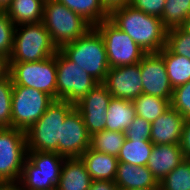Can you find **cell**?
<instances>
[{
	"instance_id": "cb8c5ba5",
	"label": "cell",
	"mask_w": 190,
	"mask_h": 190,
	"mask_svg": "<svg viewBox=\"0 0 190 190\" xmlns=\"http://www.w3.org/2000/svg\"><path fill=\"white\" fill-rule=\"evenodd\" d=\"M154 144L150 140L125 139L120 153L117 156L119 162L137 166H147Z\"/></svg>"
},
{
	"instance_id": "484cf974",
	"label": "cell",
	"mask_w": 190,
	"mask_h": 190,
	"mask_svg": "<svg viewBox=\"0 0 190 190\" xmlns=\"http://www.w3.org/2000/svg\"><path fill=\"white\" fill-rule=\"evenodd\" d=\"M132 103L134 104L136 116H139L150 123L154 122L171 106L170 101L165 98L144 93L140 94L132 101Z\"/></svg>"
},
{
	"instance_id": "603a6c76",
	"label": "cell",
	"mask_w": 190,
	"mask_h": 190,
	"mask_svg": "<svg viewBox=\"0 0 190 190\" xmlns=\"http://www.w3.org/2000/svg\"><path fill=\"white\" fill-rule=\"evenodd\" d=\"M158 54L164 59L173 89L190 81V60L187 57L171 53L166 47Z\"/></svg>"
},
{
	"instance_id": "5b68a950",
	"label": "cell",
	"mask_w": 190,
	"mask_h": 190,
	"mask_svg": "<svg viewBox=\"0 0 190 190\" xmlns=\"http://www.w3.org/2000/svg\"><path fill=\"white\" fill-rule=\"evenodd\" d=\"M58 48L42 22L15 27L13 50L8 62H36L56 54Z\"/></svg>"
},
{
	"instance_id": "f1b7e54d",
	"label": "cell",
	"mask_w": 190,
	"mask_h": 190,
	"mask_svg": "<svg viewBox=\"0 0 190 190\" xmlns=\"http://www.w3.org/2000/svg\"><path fill=\"white\" fill-rule=\"evenodd\" d=\"M160 190H190V159H184L159 182Z\"/></svg>"
},
{
	"instance_id": "83f0119b",
	"label": "cell",
	"mask_w": 190,
	"mask_h": 190,
	"mask_svg": "<svg viewBox=\"0 0 190 190\" xmlns=\"http://www.w3.org/2000/svg\"><path fill=\"white\" fill-rule=\"evenodd\" d=\"M190 15V0H165L161 20L167 28L179 27Z\"/></svg>"
},
{
	"instance_id": "8d00e7d4",
	"label": "cell",
	"mask_w": 190,
	"mask_h": 190,
	"mask_svg": "<svg viewBox=\"0 0 190 190\" xmlns=\"http://www.w3.org/2000/svg\"><path fill=\"white\" fill-rule=\"evenodd\" d=\"M104 9L110 14L113 10L129 5L130 0H100Z\"/></svg>"
},
{
	"instance_id": "4316f807",
	"label": "cell",
	"mask_w": 190,
	"mask_h": 190,
	"mask_svg": "<svg viewBox=\"0 0 190 190\" xmlns=\"http://www.w3.org/2000/svg\"><path fill=\"white\" fill-rule=\"evenodd\" d=\"M125 139L124 132L103 130L91 135L90 148L98 152L118 156Z\"/></svg>"
},
{
	"instance_id": "5bb4252c",
	"label": "cell",
	"mask_w": 190,
	"mask_h": 190,
	"mask_svg": "<svg viewBox=\"0 0 190 190\" xmlns=\"http://www.w3.org/2000/svg\"><path fill=\"white\" fill-rule=\"evenodd\" d=\"M143 93L171 102L173 87L168 79L164 59L158 53H147L139 62Z\"/></svg>"
},
{
	"instance_id": "6da1fadb",
	"label": "cell",
	"mask_w": 190,
	"mask_h": 190,
	"mask_svg": "<svg viewBox=\"0 0 190 190\" xmlns=\"http://www.w3.org/2000/svg\"><path fill=\"white\" fill-rule=\"evenodd\" d=\"M109 20L128 34L146 53H158L166 45L168 29L160 17L125 5L113 10L109 14Z\"/></svg>"
},
{
	"instance_id": "44dd1931",
	"label": "cell",
	"mask_w": 190,
	"mask_h": 190,
	"mask_svg": "<svg viewBox=\"0 0 190 190\" xmlns=\"http://www.w3.org/2000/svg\"><path fill=\"white\" fill-rule=\"evenodd\" d=\"M45 0H12L5 12L15 26L40 23L43 19Z\"/></svg>"
},
{
	"instance_id": "2e32d148",
	"label": "cell",
	"mask_w": 190,
	"mask_h": 190,
	"mask_svg": "<svg viewBox=\"0 0 190 190\" xmlns=\"http://www.w3.org/2000/svg\"><path fill=\"white\" fill-rule=\"evenodd\" d=\"M185 118L170 108L151 123L150 141L156 145L179 144Z\"/></svg>"
},
{
	"instance_id": "60d3db41",
	"label": "cell",
	"mask_w": 190,
	"mask_h": 190,
	"mask_svg": "<svg viewBox=\"0 0 190 190\" xmlns=\"http://www.w3.org/2000/svg\"><path fill=\"white\" fill-rule=\"evenodd\" d=\"M179 28L186 34L190 35V15L184 20Z\"/></svg>"
},
{
	"instance_id": "8992f818",
	"label": "cell",
	"mask_w": 190,
	"mask_h": 190,
	"mask_svg": "<svg viewBox=\"0 0 190 190\" xmlns=\"http://www.w3.org/2000/svg\"><path fill=\"white\" fill-rule=\"evenodd\" d=\"M65 158L56 152L27 151L19 179L22 190H44L57 186Z\"/></svg>"
},
{
	"instance_id": "d6986e66",
	"label": "cell",
	"mask_w": 190,
	"mask_h": 190,
	"mask_svg": "<svg viewBox=\"0 0 190 190\" xmlns=\"http://www.w3.org/2000/svg\"><path fill=\"white\" fill-rule=\"evenodd\" d=\"M80 158L93 181H114L119 163L117 156L98 152L89 147Z\"/></svg>"
},
{
	"instance_id": "3957f363",
	"label": "cell",
	"mask_w": 190,
	"mask_h": 190,
	"mask_svg": "<svg viewBox=\"0 0 190 190\" xmlns=\"http://www.w3.org/2000/svg\"><path fill=\"white\" fill-rule=\"evenodd\" d=\"M75 105L54 100L44 114L26 131L27 151L58 153L61 125Z\"/></svg>"
},
{
	"instance_id": "7c38bea8",
	"label": "cell",
	"mask_w": 190,
	"mask_h": 190,
	"mask_svg": "<svg viewBox=\"0 0 190 190\" xmlns=\"http://www.w3.org/2000/svg\"><path fill=\"white\" fill-rule=\"evenodd\" d=\"M112 97L107 87L98 83L75 104L90 135L106 130V112Z\"/></svg>"
},
{
	"instance_id": "d4e9b609",
	"label": "cell",
	"mask_w": 190,
	"mask_h": 190,
	"mask_svg": "<svg viewBox=\"0 0 190 190\" xmlns=\"http://www.w3.org/2000/svg\"><path fill=\"white\" fill-rule=\"evenodd\" d=\"M73 12L81 15L92 26L109 19V13L104 9L100 0H56Z\"/></svg>"
},
{
	"instance_id": "ac0fdd59",
	"label": "cell",
	"mask_w": 190,
	"mask_h": 190,
	"mask_svg": "<svg viewBox=\"0 0 190 190\" xmlns=\"http://www.w3.org/2000/svg\"><path fill=\"white\" fill-rule=\"evenodd\" d=\"M114 182L119 190L159 188V183L147 166H137L124 162L118 163Z\"/></svg>"
},
{
	"instance_id": "4fadbf2b",
	"label": "cell",
	"mask_w": 190,
	"mask_h": 190,
	"mask_svg": "<svg viewBox=\"0 0 190 190\" xmlns=\"http://www.w3.org/2000/svg\"><path fill=\"white\" fill-rule=\"evenodd\" d=\"M90 139L81 113L74 108L61 125L58 154L66 158L80 157L90 147Z\"/></svg>"
},
{
	"instance_id": "277c9868",
	"label": "cell",
	"mask_w": 190,
	"mask_h": 190,
	"mask_svg": "<svg viewBox=\"0 0 190 190\" xmlns=\"http://www.w3.org/2000/svg\"><path fill=\"white\" fill-rule=\"evenodd\" d=\"M42 23L58 49L82 37L93 27L81 15L56 0L44 1Z\"/></svg>"
},
{
	"instance_id": "ffe728a7",
	"label": "cell",
	"mask_w": 190,
	"mask_h": 190,
	"mask_svg": "<svg viewBox=\"0 0 190 190\" xmlns=\"http://www.w3.org/2000/svg\"><path fill=\"white\" fill-rule=\"evenodd\" d=\"M92 181L80 157L65 158L57 187L59 190H89Z\"/></svg>"
},
{
	"instance_id": "e575fe53",
	"label": "cell",
	"mask_w": 190,
	"mask_h": 190,
	"mask_svg": "<svg viewBox=\"0 0 190 190\" xmlns=\"http://www.w3.org/2000/svg\"><path fill=\"white\" fill-rule=\"evenodd\" d=\"M129 5L148 15L162 17L165 0H130Z\"/></svg>"
},
{
	"instance_id": "7bdbcfd3",
	"label": "cell",
	"mask_w": 190,
	"mask_h": 190,
	"mask_svg": "<svg viewBox=\"0 0 190 190\" xmlns=\"http://www.w3.org/2000/svg\"><path fill=\"white\" fill-rule=\"evenodd\" d=\"M133 190H160V188H139V189H133Z\"/></svg>"
},
{
	"instance_id": "f546056e",
	"label": "cell",
	"mask_w": 190,
	"mask_h": 190,
	"mask_svg": "<svg viewBox=\"0 0 190 190\" xmlns=\"http://www.w3.org/2000/svg\"><path fill=\"white\" fill-rule=\"evenodd\" d=\"M13 83L10 75L0 78V128L11 127Z\"/></svg>"
},
{
	"instance_id": "1f68e13d",
	"label": "cell",
	"mask_w": 190,
	"mask_h": 190,
	"mask_svg": "<svg viewBox=\"0 0 190 190\" xmlns=\"http://www.w3.org/2000/svg\"><path fill=\"white\" fill-rule=\"evenodd\" d=\"M15 25L5 11H0V53L10 57L13 50Z\"/></svg>"
},
{
	"instance_id": "7a4b0ae2",
	"label": "cell",
	"mask_w": 190,
	"mask_h": 190,
	"mask_svg": "<svg viewBox=\"0 0 190 190\" xmlns=\"http://www.w3.org/2000/svg\"><path fill=\"white\" fill-rule=\"evenodd\" d=\"M59 50L98 83L104 82L110 66L104 39L94 26L82 37L63 45Z\"/></svg>"
},
{
	"instance_id": "b9f144b4",
	"label": "cell",
	"mask_w": 190,
	"mask_h": 190,
	"mask_svg": "<svg viewBox=\"0 0 190 190\" xmlns=\"http://www.w3.org/2000/svg\"><path fill=\"white\" fill-rule=\"evenodd\" d=\"M12 0H0V11H5Z\"/></svg>"
},
{
	"instance_id": "836d02e7",
	"label": "cell",
	"mask_w": 190,
	"mask_h": 190,
	"mask_svg": "<svg viewBox=\"0 0 190 190\" xmlns=\"http://www.w3.org/2000/svg\"><path fill=\"white\" fill-rule=\"evenodd\" d=\"M124 134L129 140H150L151 123L139 116H136Z\"/></svg>"
},
{
	"instance_id": "74e56055",
	"label": "cell",
	"mask_w": 190,
	"mask_h": 190,
	"mask_svg": "<svg viewBox=\"0 0 190 190\" xmlns=\"http://www.w3.org/2000/svg\"><path fill=\"white\" fill-rule=\"evenodd\" d=\"M89 190H119L114 181H92Z\"/></svg>"
},
{
	"instance_id": "d6a6232c",
	"label": "cell",
	"mask_w": 190,
	"mask_h": 190,
	"mask_svg": "<svg viewBox=\"0 0 190 190\" xmlns=\"http://www.w3.org/2000/svg\"><path fill=\"white\" fill-rule=\"evenodd\" d=\"M170 103L185 119H190V81L173 89Z\"/></svg>"
},
{
	"instance_id": "e0dca14e",
	"label": "cell",
	"mask_w": 190,
	"mask_h": 190,
	"mask_svg": "<svg viewBox=\"0 0 190 190\" xmlns=\"http://www.w3.org/2000/svg\"><path fill=\"white\" fill-rule=\"evenodd\" d=\"M184 159L185 158L179 144H154L147 167L159 183Z\"/></svg>"
},
{
	"instance_id": "ba28073f",
	"label": "cell",
	"mask_w": 190,
	"mask_h": 190,
	"mask_svg": "<svg viewBox=\"0 0 190 190\" xmlns=\"http://www.w3.org/2000/svg\"><path fill=\"white\" fill-rule=\"evenodd\" d=\"M53 101L50 95L40 90L13 85L11 127L26 132Z\"/></svg>"
},
{
	"instance_id": "9a60e30c",
	"label": "cell",
	"mask_w": 190,
	"mask_h": 190,
	"mask_svg": "<svg viewBox=\"0 0 190 190\" xmlns=\"http://www.w3.org/2000/svg\"><path fill=\"white\" fill-rule=\"evenodd\" d=\"M103 84L114 98L135 100L143 93L139 63L109 68Z\"/></svg>"
},
{
	"instance_id": "4dcf8cb0",
	"label": "cell",
	"mask_w": 190,
	"mask_h": 190,
	"mask_svg": "<svg viewBox=\"0 0 190 190\" xmlns=\"http://www.w3.org/2000/svg\"><path fill=\"white\" fill-rule=\"evenodd\" d=\"M165 47L171 53L187 57L190 60V35L179 27L167 30Z\"/></svg>"
},
{
	"instance_id": "f35d334b",
	"label": "cell",
	"mask_w": 190,
	"mask_h": 190,
	"mask_svg": "<svg viewBox=\"0 0 190 190\" xmlns=\"http://www.w3.org/2000/svg\"><path fill=\"white\" fill-rule=\"evenodd\" d=\"M9 63L8 58L0 53V78L8 75Z\"/></svg>"
},
{
	"instance_id": "d590c367",
	"label": "cell",
	"mask_w": 190,
	"mask_h": 190,
	"mask_svg": "<svg viewBox=\"0 0 190 190\" xmlns=\"http://www.w3.org/2000/svg\"><path fill=\"white\" fill-rule=\"evenodd\" d=\"M179 145L184 158L190 159V119L184 120Z\"/></svg>"
},
{
	"instance_id": "ab89813d",
	"label": "cell",
	"mask_w": 190,
	"mask_h": 190,
	"mask_svg": "<svg viewBox=\"0 0 190 190\" xmlns=\"http://www.w3.org/2000/svg\"><path fill=\"white\" fill-rule=\"evenodd\" d=\"M0 190H22L19 182H0Z\"/></svg>"
},
{
	"instance_id": "ee69618b",
	"label": "cell",
	"mask_w": 190,
	"mask_h": 190,
	"mask_svg": "<svg viewBox=\"0 0 190 190\" xmlns=\"http://www.w3.org/2000/svg\"><path fill=\"white\" fill-rule=\"evenodd\" d=\"M44 190H59L57 186L50 188V189H44Z\"/></svg>"
},
{
	"instance_id": "7402d4cb",
	"label": "cell",
	"mask_w": 190,
	"mask_h": 190,
	"mask_svg": "<svg viewBox=\"0 0 190 190\" xmlns=\"http://www.w3.org/2000/svg\"><path fill=\"white\" fill-rule=\"evenodd\" d=\"M106 130L125 132L136 117L132 101L112 97L107 109Z\"/></svg>"
},
{
	"instance_id": "52a82bcc",
	"label": "cell",
	"mask_w": 190,
	"mask_h": 190,
	"mask_svg": "<svg viewBox=\"0 0 190 190\" xmlns=\"http://www.w3.org/2000/svg\"><path fill=\"white\" fill-rule=\"evenodd\" d=\"M13 85L40 90L57 100L56 54L36 62H8Z\"/></svg>"
},
{
	"instance_id": "30bf717a",
	"label": "cell",
	"mask_w": 190,
	"mask_h": 190,
	"mask_svg": "<svg viewBox=\"0 0 190 190\" xmlns=\"http://www.w3.org/2000/svg\"><path fill=\"white\" fill-rule=\"evenodd\" d=\"M104 39L110 68L137 64L147 54L109 19L94 26Z\"/></svg>"
},
{
	"instance_id": "8fae6325",
	"label": "cell",
	"mask_w": 190,
	"mask_h": 190,
	"mask_svg": "<svg viewBox=\"0 0 190 190\" xmlns=\"http://www.w3.org/2000/svg\"><path fill=\"white\" fill-rule=\"evenodd\" d=\"M26 158V132L0 128V182H19Z\"/></svg>"
},
{
	"instance_id": "9c48e42d",
	"label": "cell",
	"mask_w": 190,
	"mask_h": 190,
	"mask_svg": "<svg viewBox=\"0 0 190 190\" xmlns=\"http://www.w3.org/2000/svg\"><path fill=\"white\" fill-rule=\"evenodd\" d=\"M57 100L79 102L98 82L59 49L56 52Z\"/></svg>"
}]
</instances>
